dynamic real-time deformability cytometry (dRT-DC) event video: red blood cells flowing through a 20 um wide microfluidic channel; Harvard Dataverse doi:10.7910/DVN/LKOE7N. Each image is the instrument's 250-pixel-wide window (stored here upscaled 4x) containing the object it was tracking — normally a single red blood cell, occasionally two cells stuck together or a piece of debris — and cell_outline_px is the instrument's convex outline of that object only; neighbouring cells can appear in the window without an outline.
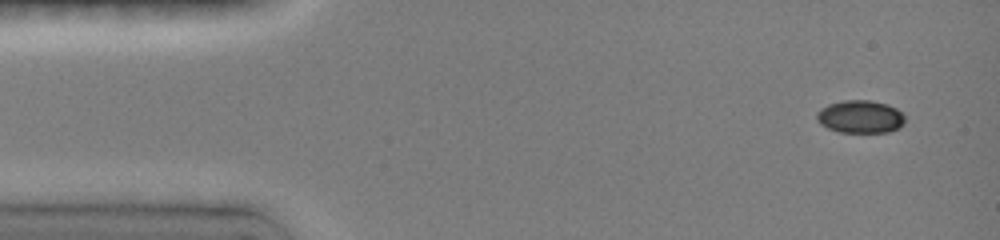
{"species": "common noctule bat (a hibernating species)", "species_latin": "Nyctalus noctula", "temperature_condition": "room temperature", "stored_images_in_passage": 27, "camera_frame_rate_fps": 3000, "um_per_image_px": 0.085, "animal": {"sex": "female", "body_mass_g": 19.0, "forearm_length_mm": 51.5}, "frame": {"image": 1, "passage_image": 1, "time_ms": 0.0, "image_size_px": [1000, 240], "cell_outline_px": [[904, 124], [900, 128], [888, 132], [840, 132], [828, 128], [820, 124], [816, 120], [816, 112], [820, 108], [828, 104], [844, 100], [872, 100], [888, 104], [896, 108], [904, 116]], "centroid_in_image_um": [73.11, 9.91], "position_along_channel_um": 11.9, "area_um2": 17.05}}
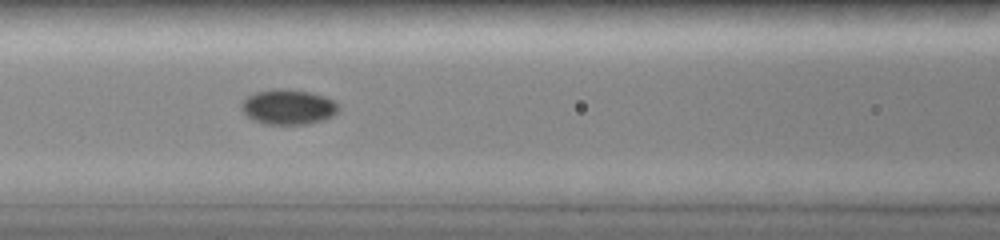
{"frame": {"image": 2, "passage_image": 9, "time_ms": 5.667, "image_size_px": [1000, 240], "cell_outline_px": [[336, 112], [332, 116], [324, 120], [308, 124], [264, 124], [252, 120], [240, 108], [240, 104], [248, 96], [256, 92], [280, 88], [308, 92], [324, 96], [332, 100], [336, 104]], "centroid_in_image_um": [24.45, 9.1], "position_along_channel_um": 142.1, "area_um2": 19.59}}
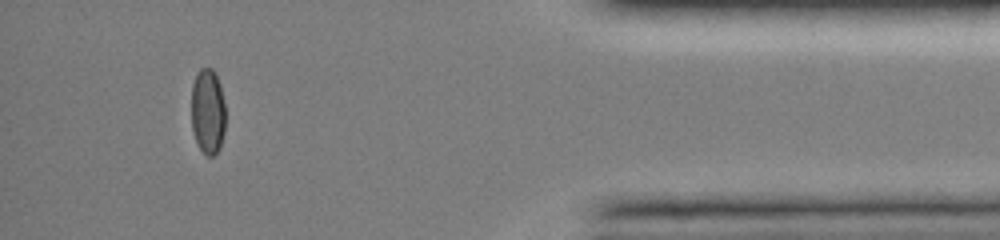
{"frame": {"image": 3, "passage_image": 25, "time_ms": 13.333, "image_size_px": [1000, 240], "cell_outline_px": [[224, 132], [220, 148], [212, 156], [208, 156], [196, 144], [192, 128], [192, 84], [200, 68], [212, 68], [216, 72], [220, 84], [224, 104]], "centroid_in_image_um": [17.66, 9.46], "position_along_channel_um": 417.5, "area_um2": 16.99}}